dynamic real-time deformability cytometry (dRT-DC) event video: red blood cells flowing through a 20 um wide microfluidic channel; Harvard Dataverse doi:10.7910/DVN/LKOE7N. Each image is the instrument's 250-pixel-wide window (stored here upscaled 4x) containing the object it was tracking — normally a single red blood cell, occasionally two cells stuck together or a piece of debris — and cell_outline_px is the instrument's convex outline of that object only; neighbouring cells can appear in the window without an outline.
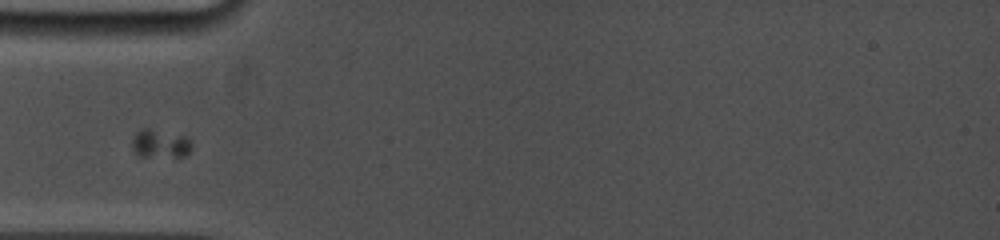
{"species": "common noctule bat (a hibernating species)", "species_latin": "Nyctalus noctula", "temperature_condition": "cold", "stored_images_in_passage": 6, "camera_frame_rate_fps": 5000, "um_per_image_px": 0.085, "animal": {"sex": "female", "body_mass_g": 19.0, "forearm_length_mm": 53.3}, "frame": {"image": 1, "passage_image": 3, "time_ms": 2.6, "image_size_px": [1000, 240], "cell_outline_px": [[192, 148], [184, 156], [140, 156], [132, 152], [132, 140], [136, 132], [140, 128], [148, 128], [188, 136], [192, 144]], "centroid_in_image_um": [13.6, 12.19], "position_along_channel_um": 71.4, "area_um2": 10.0}}